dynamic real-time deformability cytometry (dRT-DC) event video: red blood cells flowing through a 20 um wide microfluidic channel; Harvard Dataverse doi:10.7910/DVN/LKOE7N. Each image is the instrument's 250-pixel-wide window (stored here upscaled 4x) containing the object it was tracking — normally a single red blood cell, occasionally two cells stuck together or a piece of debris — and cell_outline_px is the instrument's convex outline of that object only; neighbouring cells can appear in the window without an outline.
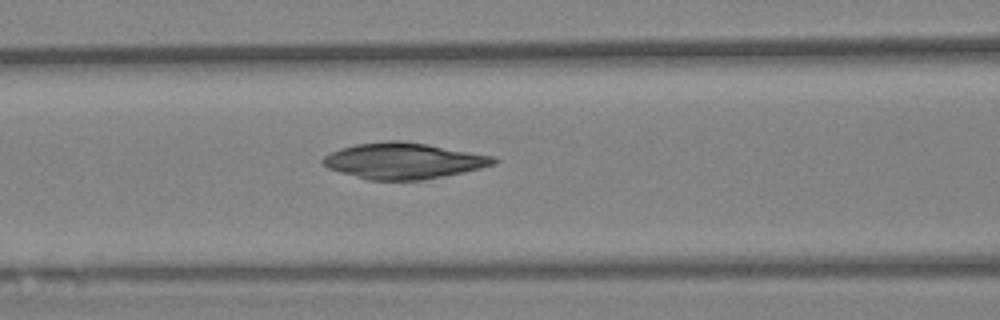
{"species": "Egyptian fruit bat (a non-hibernating species)", "species_latin": "Rousettus aegyptiacus", "temperature_condition": "warm", "stored_images_in_passage": 60, "camera_frame_rate_fps": 3000, "um_per_image_px": 0.085, "animal": {"sex": "female"}, "frame": {"image": 1, "passage_image": 25, "time_ms": 8.0, "image_size_px": [1000, 320], "cell_outline_px": [[500, 160], [496, 164], [480, 168], [444, 176], [424, 180], [368, 180], [340, 172], [328, 168], [320, 160], [324, 156], [340, 148], [356, 144], [384, 140], [400, 140], [428, 144], [496, 156]], "centroid_in_image_um": [34.33, 13.66], "position_along_channel_um": 132.3, "area_um2": 36.07}}
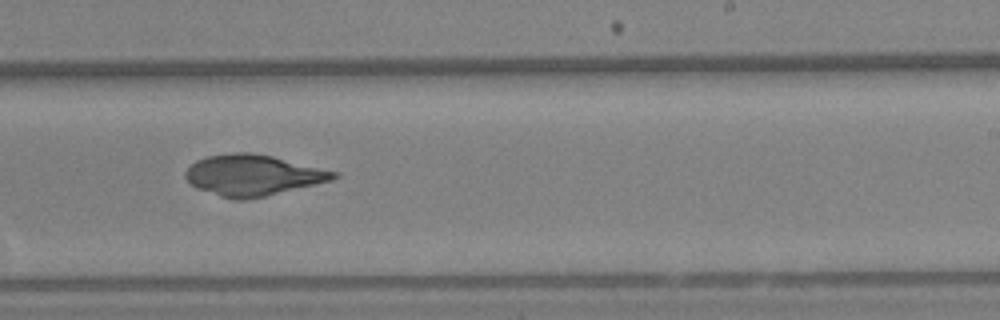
{"frame": {"image": 2, "passage_image": 37, "time_ms": 12.0, "image_size_px": [1000, 320], "cell_outline_px": [[340, 176], [332, 180], [264, 196], [244, 200], [232, 200], [196, 188], [184, 176], [184, 172], [196, 160], [208, 156], [236, 152], [248, 152], [272, 156], [340, 172]], "centroid_in_image_um": [21.5, 14.89], "position_along_channel_um": 267.5, "area_um2": 35.14}}
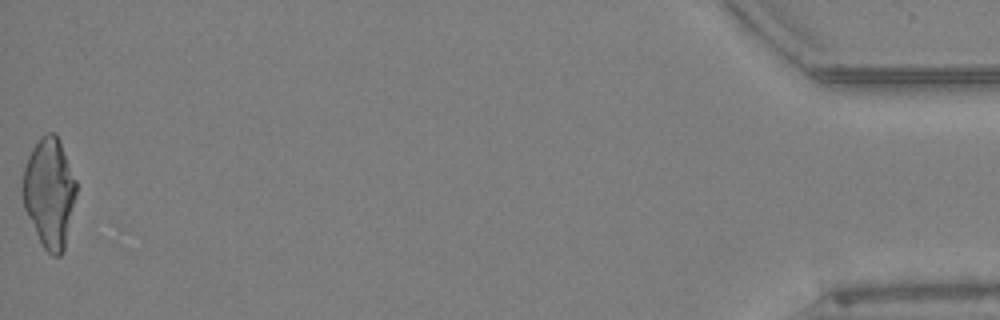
{"frame": {"image": 3, "passage_image": 60, "time_ms": 19.667, "image_size_px": [1000, 320], "cell_outline_px": [[76, 196], [64, 252], [60, 256], [52, 256], [44, 248], [24, 208], [20, 192], [20, 188], [24, 164], [32, 148], [40, 136], [48, 132], [56, 132], [60, 140], [76, 180]], "centroid_in_image_um": [4.18, 16.34], "position_along_channel_um": 431.0, "area_um2": 34.74}}